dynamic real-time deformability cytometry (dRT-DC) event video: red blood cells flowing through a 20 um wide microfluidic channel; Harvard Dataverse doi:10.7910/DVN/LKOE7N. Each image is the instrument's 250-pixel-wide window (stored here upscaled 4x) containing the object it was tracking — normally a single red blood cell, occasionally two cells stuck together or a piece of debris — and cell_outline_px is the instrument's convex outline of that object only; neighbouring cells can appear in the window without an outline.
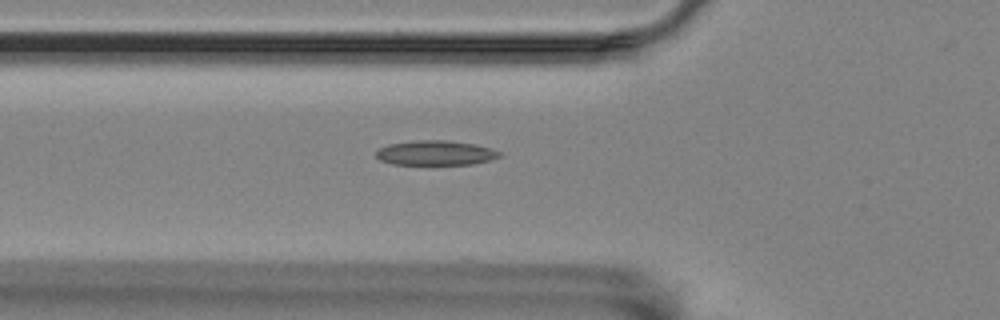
{"species": "Egyptian fruit bat (a non-hibernating species)", "species_latin": "Rousettus aegyptiacus", "temperature_condition": "room temperature", "stored_images_in_passage": 39, "camera_frame_rate_fps": 3000, "um_per_image_px": 0.085, "animal": {"sex": "female"}, "frame": {"image": 1, "passage_image": 3, "time_ms": 0.667, "image_size_px": [1000, 320], "cell_outline_px": [[500, 156], [492, 160], [472, 164], [392, 164], [380, 160], [376, 156], [376, 152], [380, 148], [388, 144], [416, 140], [448, 140], [476, 144], [500, 152]], "centroid_in_image_um": [37.01, 12.99], "position_along_channel_um": 88.8, "area_um2": 17.69}}
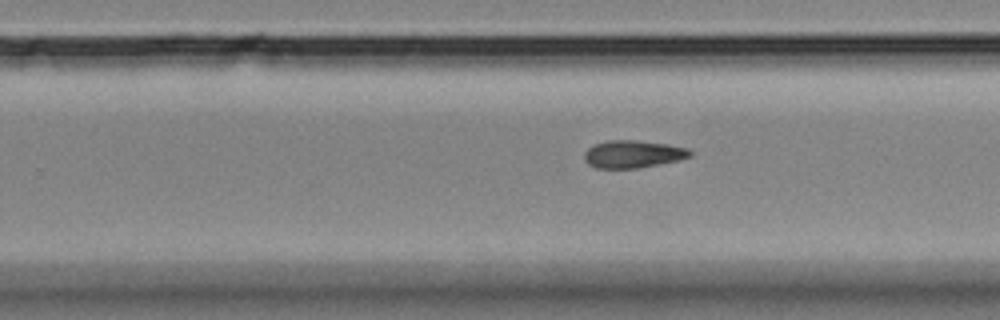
{"frame": {"image": 2, "passage_image": 19, "time_ms": 6.0, "image_size_px": [1000, 320], "cell_outline_px": [[692, 156], [676, 160], [640, 168], [596, 168], [588, 164], [584, 160], [584, 152], [588, 148], [596, 144], [608, 140], [632, 140], [664, 144], [688, 148], [692, 152]], "centroid_in_image_um": [53.77, 13.1], "position_along_channel_um": 276.0, "area_um2": 16.76}}
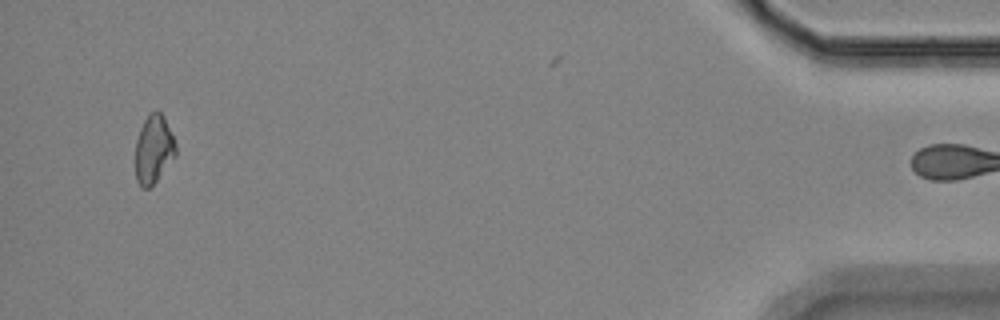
{"frame": {"image": 3, "passage_image": 38, "time_ms": 12.333, "image_size_px": [1000, 320], "cell_outline_px": [[176, 156], [156, 180], [148, 188], [140, 188], [136, 180], [136, 140], [140, 128], [148, 112], [156, 108], [164, 116], [176, 144]], "centroid_in_image_um": [13.05, 12.65], "position_along_channel_um": 422.1, "area_um2": 16.18}}